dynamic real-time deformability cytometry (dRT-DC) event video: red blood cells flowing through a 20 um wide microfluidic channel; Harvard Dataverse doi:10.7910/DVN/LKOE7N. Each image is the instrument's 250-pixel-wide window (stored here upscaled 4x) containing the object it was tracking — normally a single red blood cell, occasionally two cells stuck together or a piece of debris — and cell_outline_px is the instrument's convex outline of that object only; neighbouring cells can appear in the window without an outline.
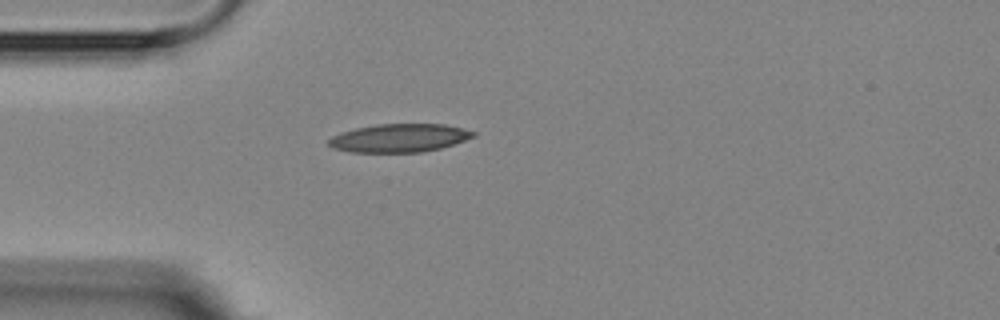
{"species": "Egyptian fruit bat (a non-hibernating species)", "species_latin": "Rousettus aegyptiacus", "temperature_condition": "room temperature", "stored_images_in_passage": 1, "camera_frame_rate_fps": 3000, "um_per_image_px": 0.085, "animal": {"sex": "female"}, "frame": {"image": 1, "passage_image": 1, "time_ms": 0.0, "image_size_px": [1000, 320], "cell_outline_px": [[476, 136], [440, 148], [420, 152], [352, 152], [332, 148], [328, 144], [328, 140], [332, 136], [340, 132], [356, 128], [376, 124], [444, 124], [476, 132]], "centroid_in_image_um": [33.9, 11.73], "position_along_channel_um": 51.1, "area_um2": 23.7}}